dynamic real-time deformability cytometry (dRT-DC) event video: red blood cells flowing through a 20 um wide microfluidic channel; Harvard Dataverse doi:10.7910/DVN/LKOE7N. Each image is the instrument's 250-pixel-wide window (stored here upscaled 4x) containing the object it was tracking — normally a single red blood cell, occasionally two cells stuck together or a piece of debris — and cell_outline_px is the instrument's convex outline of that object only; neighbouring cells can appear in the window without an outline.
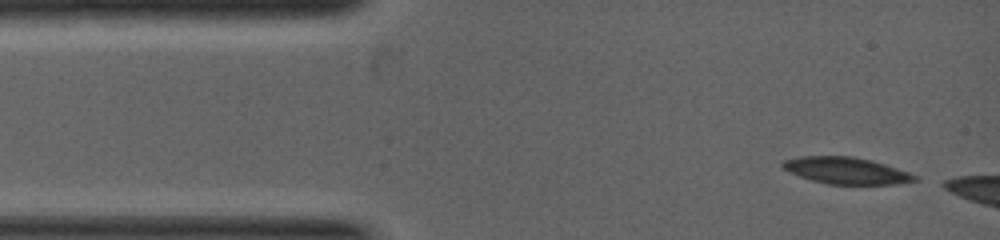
{"species": "common noctule bat (a hibernating species)", "species_latin": "Nyctalus noctula", "temperature_condition": "warm", "stored_images_in_passage": 5, "camera_frame_rate_fps": 5000, "um_per_image_px": 0.085, "animal": {"sex": "female", "body_mass_g": 19.0, "forearm_length_mm": 53.3}, "frame": {"image": 1, "passage_image": 1, "time_ms": 0.0, "image_size_px": [1000, 240], "cell_outline_px": [[920, 180], [892, 184], [828, 184], [812, 180], [800, 176], [780, 168], [780, 164], [784, 160], [800, 156], [852, 156], [872, 160], [920, 176]], "centroid_in_image_um": [71.92, 14.49], "position_along_channel_um": 13.1, "area_um2": 20.58}}